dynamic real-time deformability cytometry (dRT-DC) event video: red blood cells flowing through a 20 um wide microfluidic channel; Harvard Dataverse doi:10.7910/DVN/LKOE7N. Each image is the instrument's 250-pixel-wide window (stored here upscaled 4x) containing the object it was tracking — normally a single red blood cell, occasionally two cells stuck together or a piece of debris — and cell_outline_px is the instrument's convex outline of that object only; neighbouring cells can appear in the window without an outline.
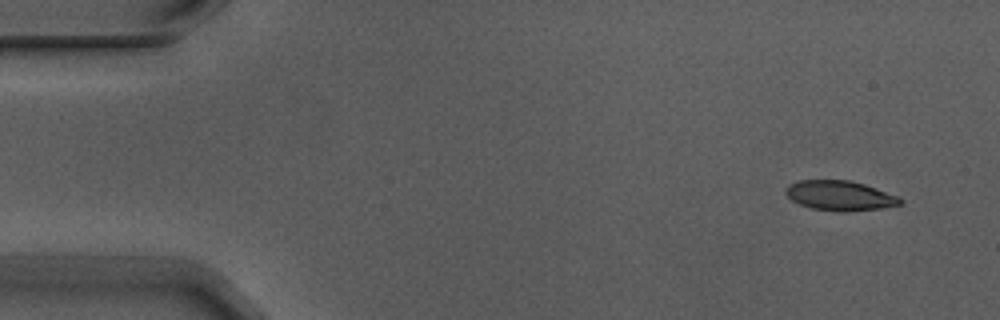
{"species": "Egyptian fruit bat (a non-hibernating species)", "species_latin": "Rousettus aegyptiacus", "temperature_condition": "warm", "stored_images_in_passage": 4, "camera_frame_rate_fps": 3000, "um_per_image_px": 0.085, "animal": {"sex": "male"}, "frame": {"image": 1, "passage_image": 1, "time_ms": 0.0, "image_size_px": [1000, 320], "cell_outline_px": [[904, 200], [900, 204], [880, 208], [844, 212], [812, 208], [800, 204], [792, 200], [784, 192], [788, 184], [800, 180], [848, 180], [864, 184], [900, 196]], "centroid_in_image_um": [71.4, 16.62], "position_along_channel_um": 13.6, "area_um2": 19.83}}
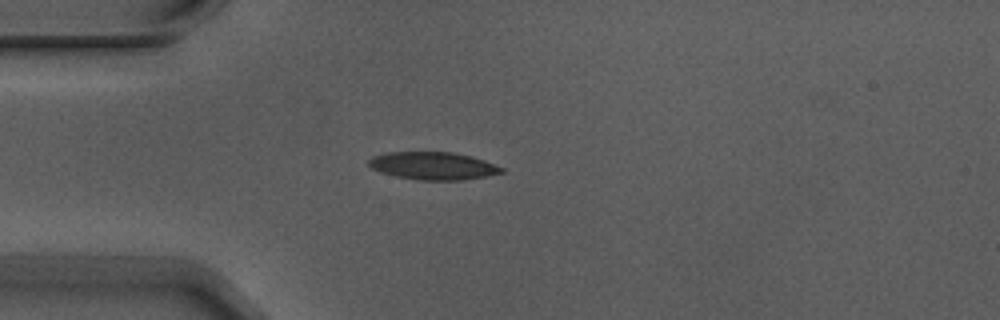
{"frame": {"image": 2, "passage_image": 4, "time_ms": 1.0, "image_size_px": [1000, 320], "cell_outline_px": [[504, 172], [464, 180], [420, 180], [396, 176], [380, 172], [372, 168], [368, 164], [368, 160], [372, 156], [388, 152], [452, 152], [472, 156], [484, 160], [504, 168]], "centroid_in_image_um": [36.8, 14.09], "position_along_channel_um": 48.2, "area_um2": 21.39}}